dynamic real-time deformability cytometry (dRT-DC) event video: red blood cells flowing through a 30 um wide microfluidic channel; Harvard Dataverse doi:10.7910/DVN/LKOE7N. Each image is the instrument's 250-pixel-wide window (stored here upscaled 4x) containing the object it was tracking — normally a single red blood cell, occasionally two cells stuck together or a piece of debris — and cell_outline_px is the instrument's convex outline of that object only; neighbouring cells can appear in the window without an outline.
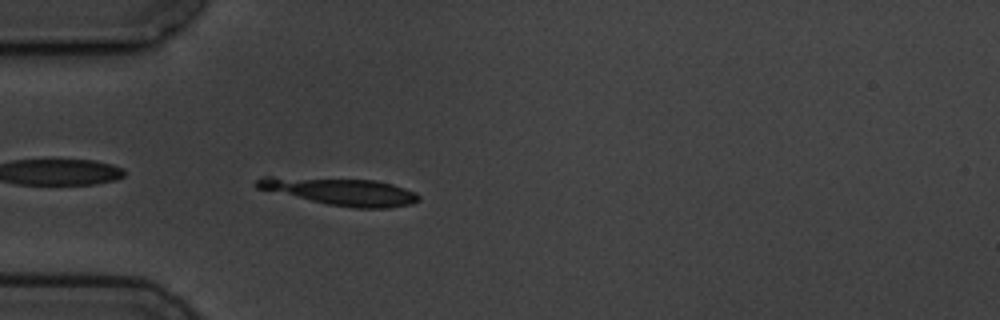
{"species": "common noctule bat (a hibernating species)", "species_latin": "Nyctalus noctula", "temperature_condition": "cold", "stored_images_in_passage": 2, "camera_frame_rate_fps": 3000, "um_per_image_px": 0.085, "animal": {"sex": "male", "body_mass_g": 19.5, "forearm_length_mm": 54.6}, "frame": {"image": 1, "passage_image": 2, "time_ms": 4.0, "image_size_px": [1000, 320], "cell_outline_px": [[420, 200], [412, 204], [388, 208], [352, 208], [328, 204], [256, 188], [252, 184], [256, 180], [264, 176], [272, 176], [376, 180], [392, 184], [416, 192], [420, 196]], "centroid_in_image_um": [28.95, 16.27], "position_along_channel_um": 56.0, "area_um2": 25.84}}